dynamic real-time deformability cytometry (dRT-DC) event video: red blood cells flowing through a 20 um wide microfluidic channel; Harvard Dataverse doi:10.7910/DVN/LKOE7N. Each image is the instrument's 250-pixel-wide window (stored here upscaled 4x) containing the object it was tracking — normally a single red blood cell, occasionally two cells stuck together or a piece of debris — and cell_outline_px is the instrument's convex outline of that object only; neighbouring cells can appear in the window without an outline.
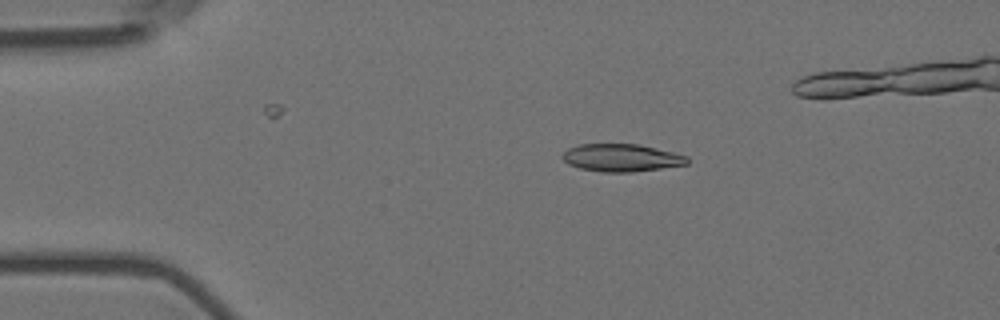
{"species": "Egyptian fruit bat (a non-hibernating species)", "species_latin": "Rousettus aegyptiacus", "temperature_condition": "room temperature", "stored_images_in_passage": 11, "segment_of_instrument_passage": [1, 2], "camera_frame_rate_fps": 3000, "um_per_image_px": 0.085, "animal": {"sex": "female"}, "frame": {"image": 1, "passage_image": 4, "time_ms": 1.0, "image_size_px": [1000, 320], "cell_outline_px": [[688, 164], [632, 172], [600, 172], [580, 168], [568, 164], [560, 156], [568, 148], [580, 144], [640, 144], [688, 156]], "centroid_in_image_um": [52.8, 13.41], "position_along_channel_um": 32.2, "area_um2": 20.06}}
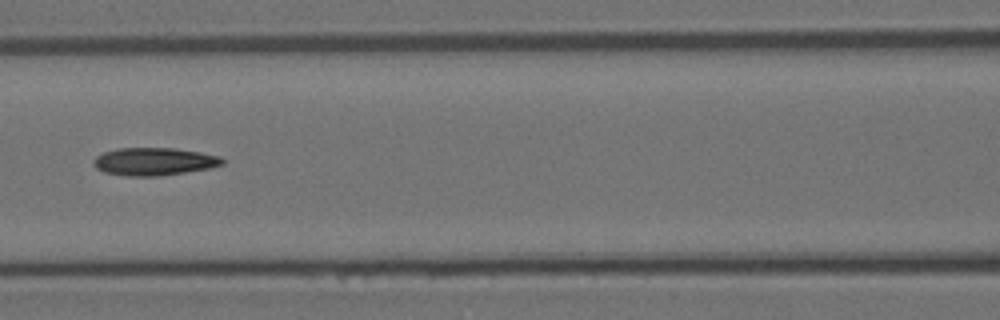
{"frame": {"image": 2, "passage_image": 8, "time_ms": 2.333, "image_size_px": [1000, 320], "cell_outline_px": [[224, 164], [208, 168], [184, 172], [156, 176], [124, 176], [104, 172], [96, 168], [92, 164], [92, 160], [96, 156], [104, 152], [120, 148], [176, 148], [200, 152], [220, 156], [224, 160]], "centroid_in_image_um": [13.07, 13.72], "position_along_channel_um": 153.5, "area_um2": 20.81}}
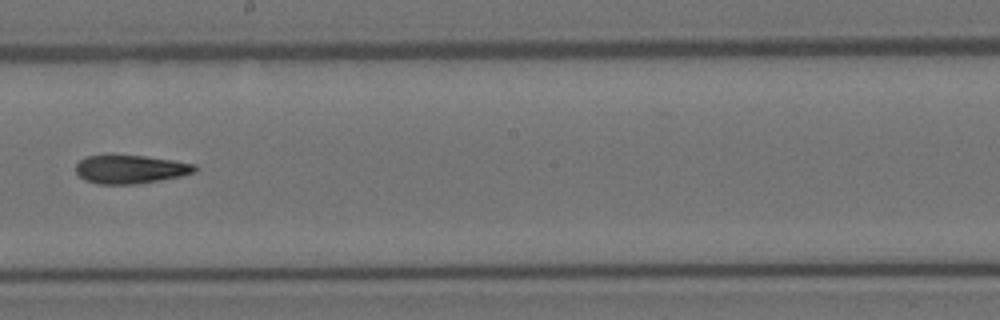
{"frame": {"image": 3, "passage_image": 10, "time_ms": 3.0, "image_size_px": [1000, 320], "cell_outline_px": [[200, 168], [196, 172], [184, 176], [136, 184], [96, 184], [84, 180], [76, 172], [76, 164], [84, 156], [108, 152], [144, 156], [172, 160], [196, 164]], "centroid_in_image_um": [11.07, 14.35], "position_along_channel_um": 237.1, "area_um2": 20.69}}